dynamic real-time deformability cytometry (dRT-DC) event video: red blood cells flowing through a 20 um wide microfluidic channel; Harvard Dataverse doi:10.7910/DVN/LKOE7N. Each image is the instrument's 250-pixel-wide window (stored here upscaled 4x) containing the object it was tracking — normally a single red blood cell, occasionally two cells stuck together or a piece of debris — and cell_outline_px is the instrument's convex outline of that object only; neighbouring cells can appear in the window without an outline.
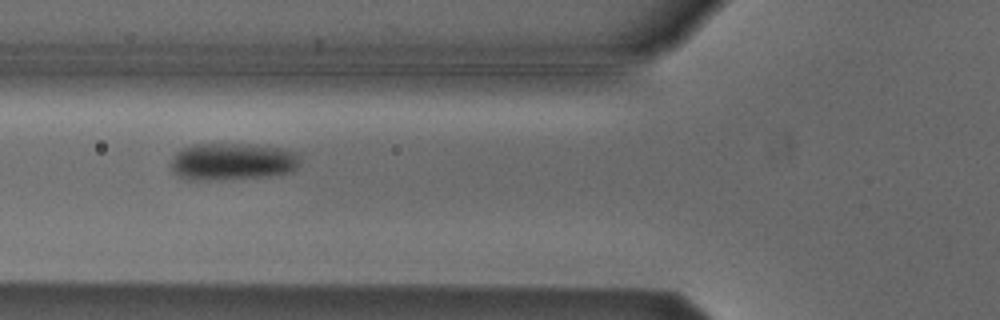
{"species": "Egyptian fruit bat (a non-hibernating species)", "species_latin": "Rousettus aegyptiacus", "temperature_condition": "cold", "stored_images_in_passage": 3, "camera_frame_rate_fps": 3000, "um_per_image_px": 0.085, "animal": {"sex": "male"}, "frame": {"image": 1, "passage_image": 3, "time_ms": 0.667, "image_size_px": [1000, 320], "cell_outline_px": [[300, 164], [292, 172], [268, 176], [204, 180], [188, 180], [172, 172], [172, 160], [176, 152], [180, 148], [192, 144], [248, 144], [280, 148], [300, 152]], "centroid_in_image_um": [19.78, 13.72], "position_along_channel_um": 106.0, "area_um2": 28.15}}